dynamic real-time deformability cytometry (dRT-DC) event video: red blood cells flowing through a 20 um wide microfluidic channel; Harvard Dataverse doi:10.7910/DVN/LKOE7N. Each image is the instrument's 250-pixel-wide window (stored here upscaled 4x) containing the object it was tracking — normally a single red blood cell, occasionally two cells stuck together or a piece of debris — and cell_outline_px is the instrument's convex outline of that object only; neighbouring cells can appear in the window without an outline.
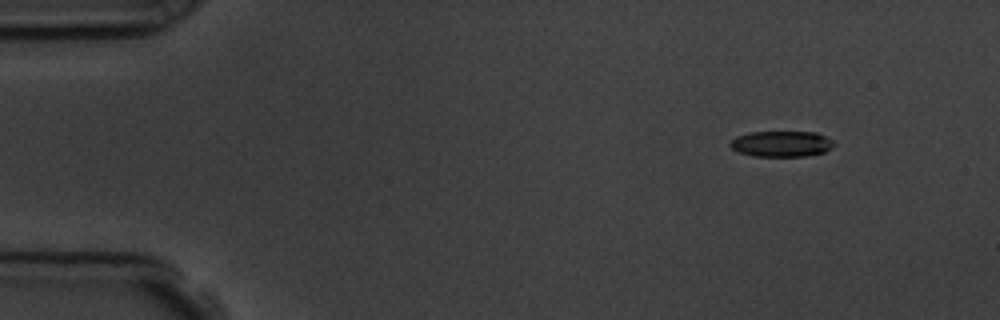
{"species": "common noctule bat (a hibernating species)", "species_latin": "Nyctalus noctula", "temperature_condition": "room temperature", "stored_images_in_passage": 5, "camera_frame_rate_fps": 3000, "um_per_image_px": 0.085, "animal": {"sex": "male", "body_mass_g": 19.5, "forearm_length_mm": 54.6}, "frame": {"image": 1, "passage_image": 1, "time_ms": 0.0, "image_size_px": [1000, 320], "cell_outline_px": [[836, 144], [832, 148], [824, 152], [804, 156], [752, 156], [740, 152], [732, 148], [728, 144], [736, 136], [748, 132], [816, 132], [832, 140]], "centroid_in_image_um": [66.42, 12.22], "position_along_channel_um": 18.6, "area_um2": 15.61}}
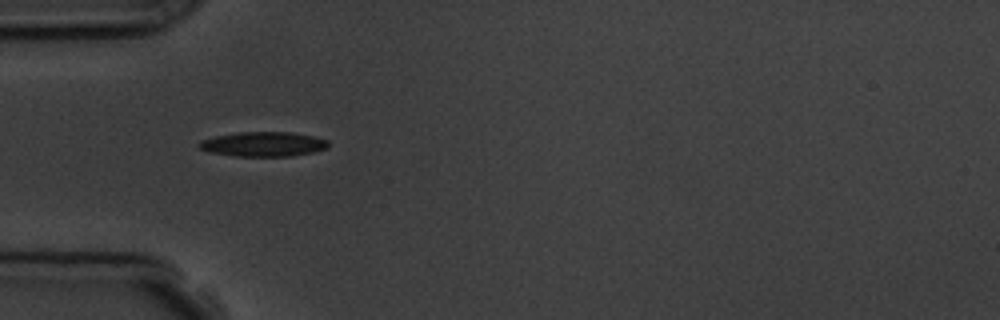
{"frame": {"image": 2, "passage_image": 4, "time_ms": 3.667, "image_size_px": [1000, 320], "cell_outline_px": [[328, 148], [312, 152], [292, 156], [236, 156], [208, 152], [200, 148], [196, 144], [200, 140], [216, 136], [236, 132], [288, 132], [312, 136], [328, 140]], "centroid_in_image_um": [22.34, 12.25], "position_along_channel_um": 62.7, "area_um2": 18.55}}